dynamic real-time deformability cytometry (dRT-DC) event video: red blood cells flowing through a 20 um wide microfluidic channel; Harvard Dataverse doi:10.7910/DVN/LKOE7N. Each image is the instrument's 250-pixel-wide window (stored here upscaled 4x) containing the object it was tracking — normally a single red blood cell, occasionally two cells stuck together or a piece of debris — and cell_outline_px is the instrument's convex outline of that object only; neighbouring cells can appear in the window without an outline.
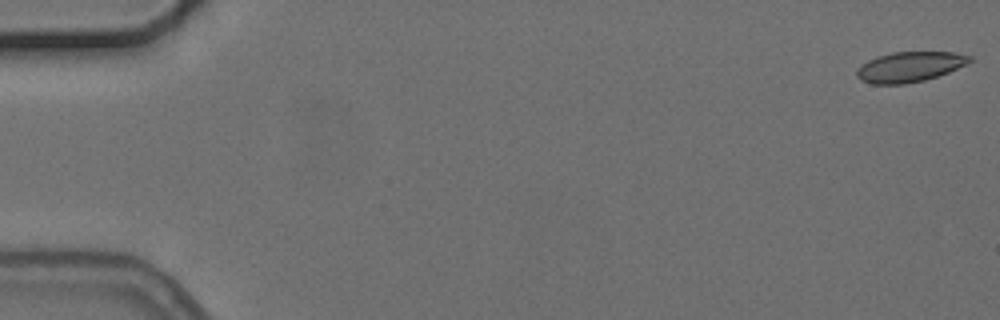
{"species": "common noctule bat (a hibernating species)", "species_latin": "Nyctalus noctula", "temperature_condition": "cold", "stored_images_in_passage": 9, "camera_frame_rate_fps": 3000, "um_per_image_px": 0.085, "animal": {"sex": "female", "body_mass_g": 24.6, "forearm_length_mm": 56.2}, "frame": {"image": 1, "passage_image": 1, "time_ms": 0.0, "image_size_px": [1000, 320], "cell_outline_px": [[972, 60], [948, 72], [924, 80], [904, 84], [872, 84], [860, 80], [856, 76], [856, 72], [868, 60], [876, 56], [892, 52], [956, 52], [972, 56]], "centroid_in_image_um": [77.3, 5.67], "position_along_channel_um": 7.7, "area_um2": 19.65}}
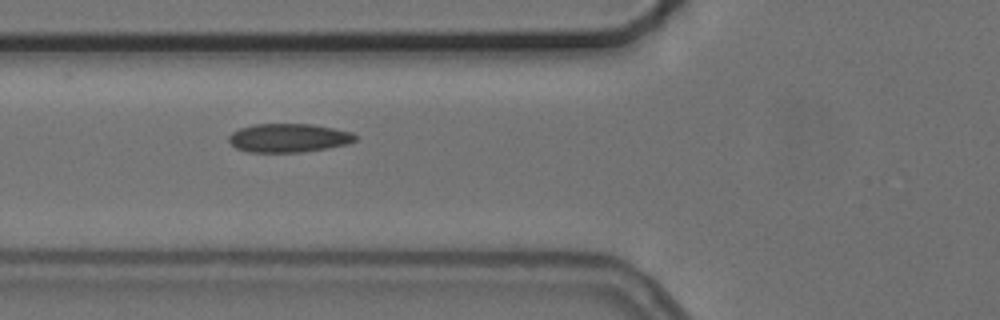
{"frame": {"image": 2, "passage_image": 6, "time_ms": 6.667, "image_size_px": [1000, 320], "cell_outline_px": [[360, 136], [356, 140], [348, 144], [328, 148], [300, 152], [248, 152], [236, 148], [228, 140], [228, 136], [232, 132], [240, 128], [256, 124], [312, 124], [352, 132]], "centroid_in_image_um": [24.56, 11.72], "position_along_channel_um": 101.2, "area_um2": 21.21}}
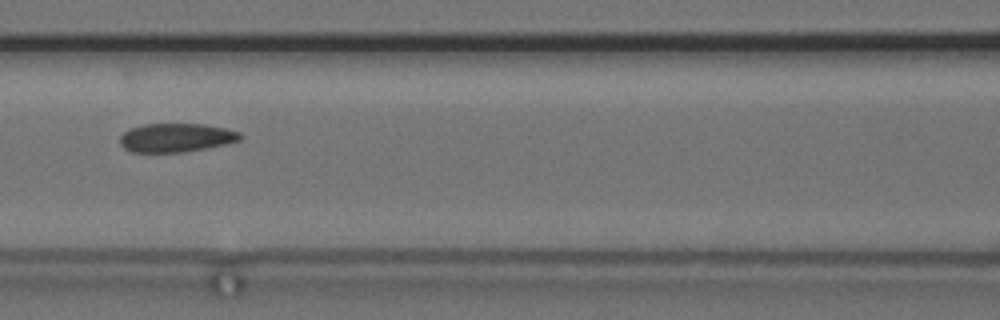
{"frame": {"image": 3, "passage_image": 7, "time_ms": 8.0, "image_size_px": [1000, 320], "cell_outline_px": [[244, 136], [240, 140], [224, 144], [184, 152], [132, 152], [124, 148], [120, 144], [120, 136], [124, 132], [132, 128], [144, 124], [204, 124], [224, 128], [240, 132]], "centroid_in_image_um": [14.97, 11.7], "position_along_channel_um": 151.6, "area_um2": 20.0}}